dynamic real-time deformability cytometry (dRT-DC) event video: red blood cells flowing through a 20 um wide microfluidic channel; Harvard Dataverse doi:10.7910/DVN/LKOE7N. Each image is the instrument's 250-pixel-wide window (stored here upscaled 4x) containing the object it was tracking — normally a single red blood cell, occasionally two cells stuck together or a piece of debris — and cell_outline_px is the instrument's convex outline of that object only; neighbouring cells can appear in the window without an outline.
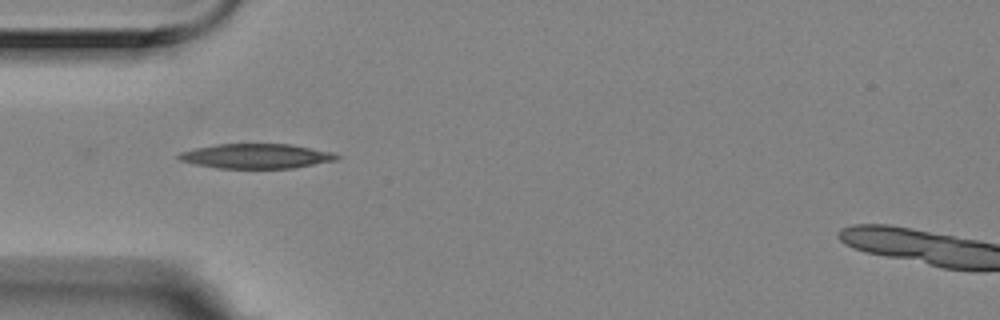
{"species": "Egyptian fruit bat (a non-hibernating species)", "species_latin": "Rousettus aegyptiacus", "temperature_condition": "room temperature", "stored_images_in_passage": 4, "camera_frame_rate_fps": 3000, "um_per_image_px": 0.085, "animal": {"sex": "female"}, "frame": {"image": 1, "passage_image": 2, "time_ms": 0.333, "image_size_px": [1000, 320], "cell_outline_px": [[340, 156], [336, 160], [292, 168], [220, 168], [196, 164], [180, 160], [176, 156], [180, 152], [196, 148], [216, 144], [288, 144], [332, 152]], "centroid_in_image_um": [21.76, 13.27], "position_along_channel_um": 63.2, "area_um2": 22.43}}
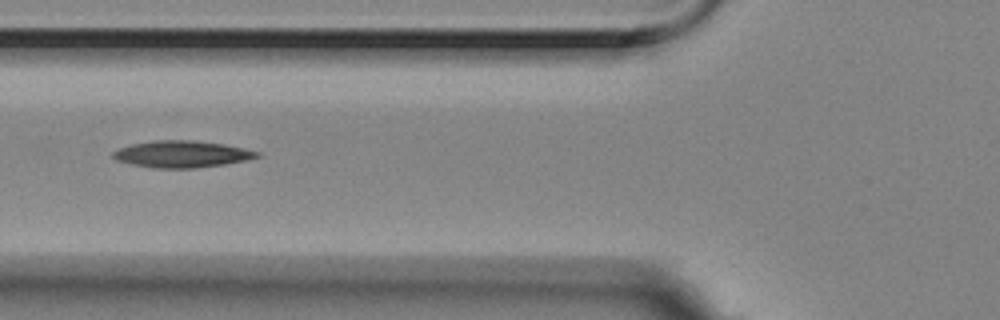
{"frame": {"image": 2, "passage_image": 3, "time_ms": 0.667, "image_size_px": [1000, 320], "cell_outline_px": [[260, 156], [248, 160], [224, 164], [196, 168], [152, 168], [132, 164], [116, 160], [112, 156], [112, 152], [120, 148], [132, 144], [152, 140], [196, 140], [224, 144], [244, 148], [260, 152]], "centroid_in_image_um": [15.47, 13.1], "position_along_channel_um": 110.3, "area_um2": 22.54}}
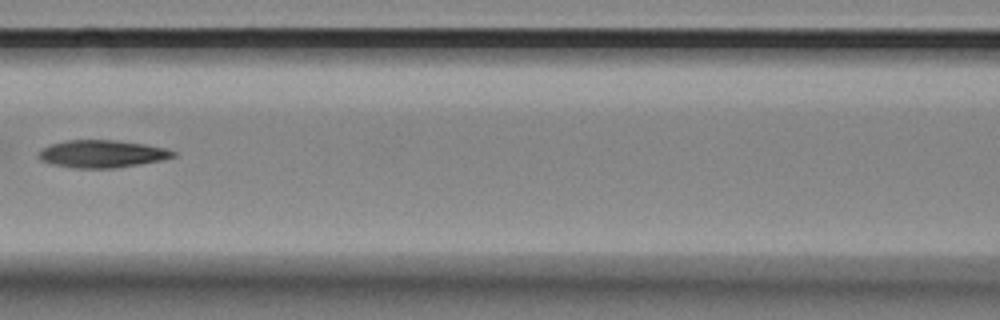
{"frame": {"image": 3, "passage_image": 4, "time_ms": 1.0, "image_size_px": [1000, 320], "cell_outline_px": [[176, 156], [160, 160], [140, 164], [112, 168], [72, 168], [52, 164], [40, 160], [40, 148], [64, 140], [116, 140], [144, 144], [164, 148], [176, 152]], "centroid_in_image_um": [8.65, 13.07], "position_along_channel_um": 158.0, "area_um2": 21.44}}